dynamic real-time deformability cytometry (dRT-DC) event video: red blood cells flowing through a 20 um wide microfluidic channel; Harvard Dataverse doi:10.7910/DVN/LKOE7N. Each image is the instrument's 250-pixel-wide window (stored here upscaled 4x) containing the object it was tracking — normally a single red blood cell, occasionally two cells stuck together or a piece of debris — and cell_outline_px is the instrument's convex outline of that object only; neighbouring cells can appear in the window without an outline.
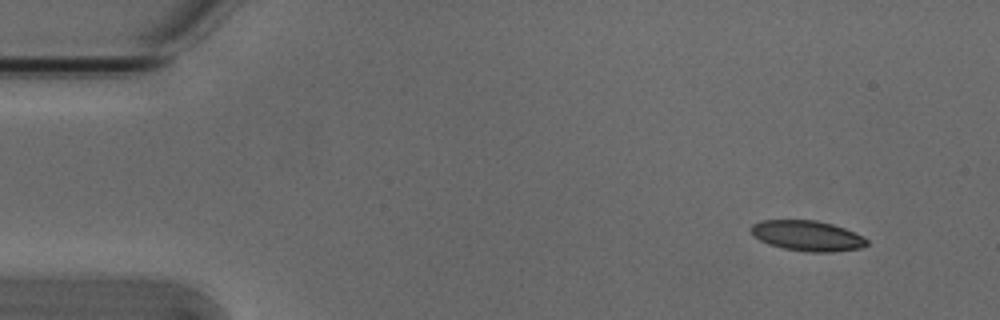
{"species": "Egyptian fruit bat (a non-hibernating species)", "species_latin": "Rousettus aegyptiacus", "temperature_condition": "cold", "stored_images_in_passage": 4, "camera_frame_rate_fps": 3000, "um_per_image_px": 0.085, "animal": {"sex": "male"}, "frame": {"image": 1, "passage_image": 1, "time_ms": 0.0, "image_size_px": [1000, 320], "cell_outline_px": [[868, 244], [860, 248], [832, 252], [808, 252], [784, 248], [768, 244], [760, 240], [752, 232], [752, 224], [760, 220], [816, 220], [832, 224], [844, 228], [868, 240]], "centroid_in_image_um": [68.61, 20.04], "position_along_channel_um": 16.4, "area_um2": 20.23}}
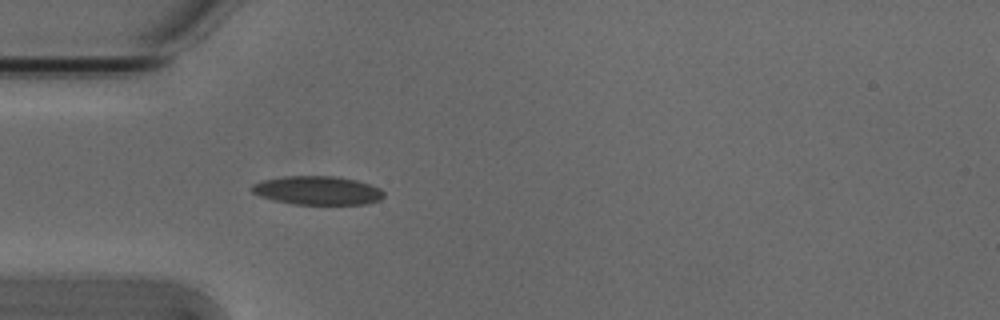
{"frame": {"image": 2, "passage_image": 4, "time_ms": 1.0, "image_size_px": [1000, 320], "cell_outline_px": [[384, 196], [380, 200], [368, 204], [292, 204], [272, 200], [260, 196], [252, 192], [248, 188], [252, 184], [264, 180], [284, 176], [336, 176], [356, 180], [380, 188], [384, 192]], "centroid_in_image_um": [26.97, 16.19], "position_along_channel_um": 58.0, "area_um2": 22.2}}